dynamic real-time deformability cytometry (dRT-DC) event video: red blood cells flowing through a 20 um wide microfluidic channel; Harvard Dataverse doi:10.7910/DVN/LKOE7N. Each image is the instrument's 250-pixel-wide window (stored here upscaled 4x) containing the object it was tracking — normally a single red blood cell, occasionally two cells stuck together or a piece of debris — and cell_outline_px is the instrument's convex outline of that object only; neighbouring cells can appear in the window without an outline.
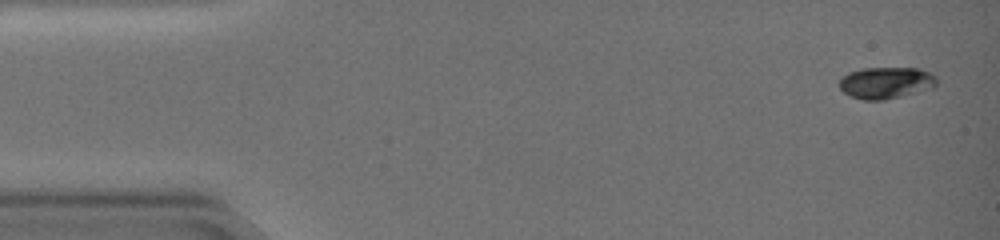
{"species": "common noctule bat (a hibernating species)", "species_latin": "Nyctalus noctula", "temperature_condition": "warm", "stored_images_in_passage": 30, "camera_frame_rate_fps": 3000, "um_per_image_px": 0.085, "animal": {"sex": "female", "body_mass_g": 19.0, "forearm_length_mm": 51.5}, "frame": {"image": 1, "passage_image": 2, "time_ms": 0.333, "image_size_px": [1000, 240], "cell_outline_px": [[936, 84], [932, 88], [884, 100], [864, 100], [852, 96], [844, 92], [840, 88], [840, 80], [848, 72], [864, 68], [920, 68], [936, 76]], "centroid_in_image_um": [75.31, 7.03], "position_along_channel_um": 9.7, "area_um2": 17.74}}
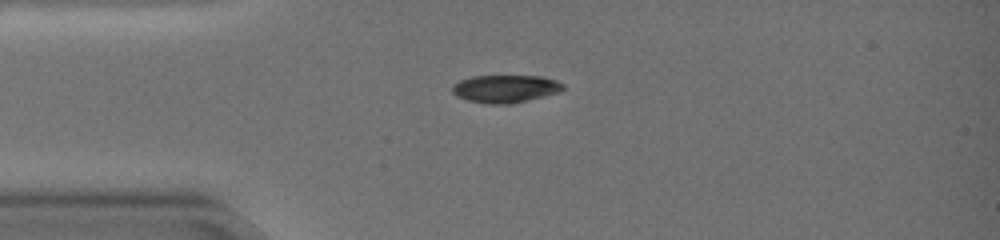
{"frame": {"image": 2, "passage_image": 14, "time_ms": 4.333, "image_size_px": [1000, 240], "cell_outline_px": [[564, 88], [560, 92], [512, 104], [484, 104], [468, 100], [456, 96], [452, 92], [452, 84], [460, 80], [472, 76], [540, 76], [556, 80], [564, 84]], "centroid_in_image_um": [42.94, 7.55], "position_along_channel_um": 42.1, "area_um2": 18.03}}